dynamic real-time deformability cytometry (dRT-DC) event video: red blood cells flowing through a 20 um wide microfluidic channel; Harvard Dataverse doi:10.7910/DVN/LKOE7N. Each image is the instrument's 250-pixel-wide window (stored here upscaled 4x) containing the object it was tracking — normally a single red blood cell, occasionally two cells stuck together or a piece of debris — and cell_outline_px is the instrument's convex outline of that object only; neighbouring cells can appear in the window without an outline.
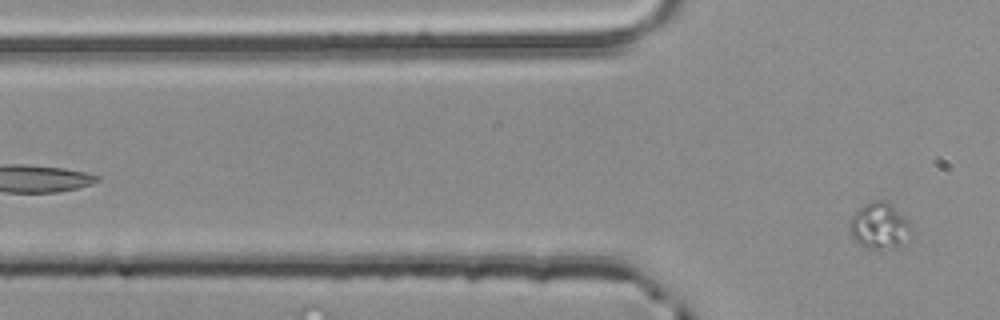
{"species": "common noctule bat (a hibernating species)", "species_latin": "Nyctalus noctula", "temperature_condition": "room temperature", "stored_images_in_passage": 3, "segment_of_instrument_passage": [2, 2], "camera_frame_rate_fps": 3000, "um_per_image_px": 0.085, "animal": {"sex": "male", "body_mass_g": 20.4}, "frame": {"image": 1, "passage_image": 3, "time_ms": 0.667, "image_size_px": [1000, 320], "cell_outline_px": [[908, 228], [900, 248], [868, 248], [856, 244], [848, 232], [848, 224], [852, 216], [864, 204], [876, 200], [884, 200], [908, 220]], "centroid_in_image_um": [74.64, 19.22], "position_along_channel_um": 51.2, "area_um2": 16.13}}